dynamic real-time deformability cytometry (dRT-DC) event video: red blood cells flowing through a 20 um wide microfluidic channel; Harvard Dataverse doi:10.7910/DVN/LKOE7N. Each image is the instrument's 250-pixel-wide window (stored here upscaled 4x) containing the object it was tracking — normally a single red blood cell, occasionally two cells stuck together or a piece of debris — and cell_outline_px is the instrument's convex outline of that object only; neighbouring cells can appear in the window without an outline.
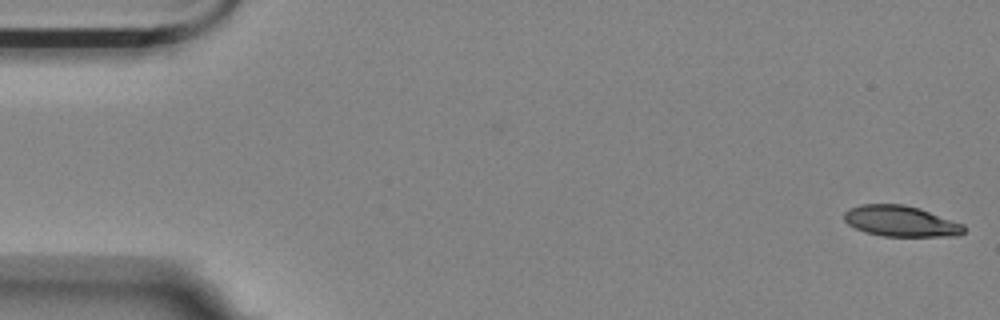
{"species": "Egyptian fruit bat (a non-hibernating species)", "species_latin": "Rousettus aegyptiacus", "temperature_condition": "room temperature", "stored_images_in_passage": 5, "camera_frame_rate_fps": 3000, "um_per_image_px": 0.085, "animal": {"sex": "female"}, "frame": {"image": 1, "passage_image": 1, "time_ms": 0.0, "image_size_px": [1000, 320], "cell_outline_px": [[964, 232], [960, 236], [884, 236], [864, 232], [848, 224], [844, 220], [844, 212], [848, 208], [860, 204], [904, 204], [920, 208], [964, 224]], "centroid_in_image_um": [76.56, 18.79], "position_along_channel_um": 8.4, "area_um2": 21.68}}
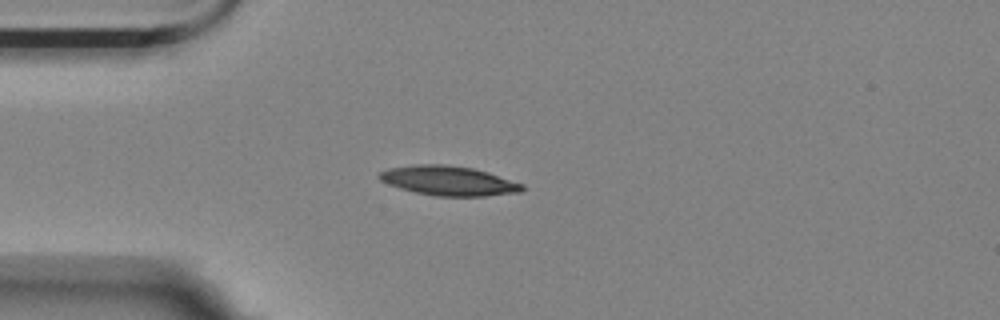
{"frame": {"image": 2, "passage_image": 5, "time_ms": 4.333, "image_size_px": [1000, 320], "cell_outline_px": [[524, 188], [520, 192], [484, 196], [436, 196], [416, 192], [400, 188], [388, 184], [380, 180], [376, 176], [380, 172], [388, 168], [416, 164], [444, 164], [472, 168], [488, 172], [524, 184]], "centroid_in_image_um": [38.11, 15.36], "position_along_channel_um": 46.9, "area_um2": 24.57}}